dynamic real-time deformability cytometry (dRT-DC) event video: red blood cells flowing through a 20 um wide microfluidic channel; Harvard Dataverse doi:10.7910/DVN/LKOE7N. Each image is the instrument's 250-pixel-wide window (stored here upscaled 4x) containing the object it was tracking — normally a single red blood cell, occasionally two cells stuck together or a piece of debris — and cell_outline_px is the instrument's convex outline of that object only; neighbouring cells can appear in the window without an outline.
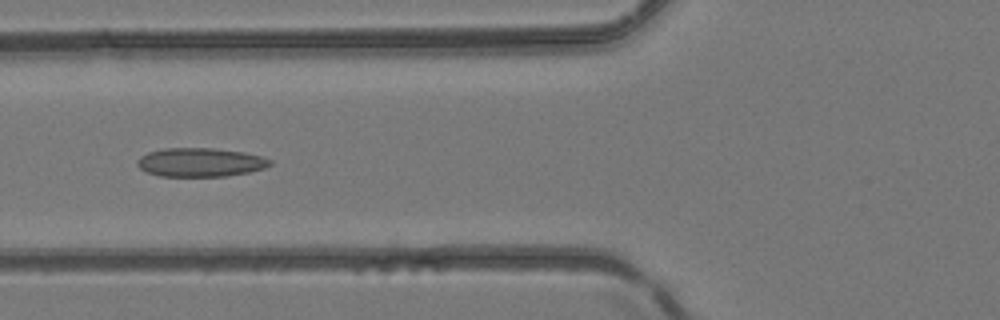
{"species": "common noctule bat (a hibernating species)", "species_latin": "Nyctalus noctula", "temperature_condition": "room temperature", "stored_images_in_passage": 5, "camera_frame_rate_fps": 3000, "um_per_image_px": 0.085, "animal": {"sex": "female", "body_mass_g": 24.6, "forearm_length_mm": 56.2}, "frame": {"image": 1, "passage_image": 5, "time_ms": 1.333, "image_size_px": [1000, 320], "cell_outline_px": [[272, 164], [264, 168], [248, 172], [228, 176], [160, 176], [144, 172], [136, 164], [136, 160], [140, 156], [148, 152], [164, 148], [212, 148], [244, 152], [260, 156], [272, 160]], "centroid_in_image_um": [16.99, 13.8], "position_along_channel_um": 108.8, "area_um2": 22.37}}